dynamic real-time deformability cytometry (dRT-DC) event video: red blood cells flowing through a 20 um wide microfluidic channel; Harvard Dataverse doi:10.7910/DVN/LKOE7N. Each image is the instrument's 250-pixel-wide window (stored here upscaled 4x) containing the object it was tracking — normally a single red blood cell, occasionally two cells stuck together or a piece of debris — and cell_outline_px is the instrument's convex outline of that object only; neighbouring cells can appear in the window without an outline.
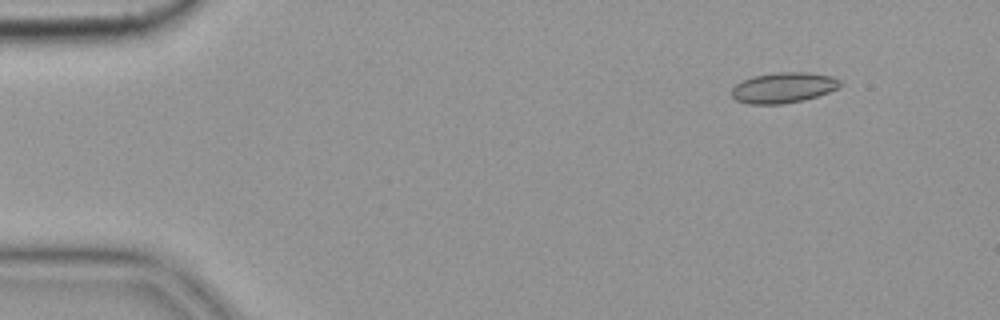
{"species": "common noctule bat (a hibernating species)", "species_latin": "Nyctalus noctula", "temperature_condition": "cold", "stored_images_in_passage": 7, "camera_frame_rate_fps": 3000, "um_per_image_px": 0.085, "animal": {"sex": "female", "body_mass_g": 19.9}, "frame": {"image": 1, "passage_image": 2, "time_ms": 0.333, "image_size_px": [1000, 320], "cell_outline_px": [[840, 84], [836, 88], [828, 92], [804, 100], [784, 104], [748, 104], [736, 100], [732, 96], [732, 88], [736, 84], [752, 76], [776, 72], [808, 72], [832, 76], [840, 80]], "centroid_in_image_um": [66.56, 7.45], "position_along_channel_um": 18.4, "area_um2": 19.25}}
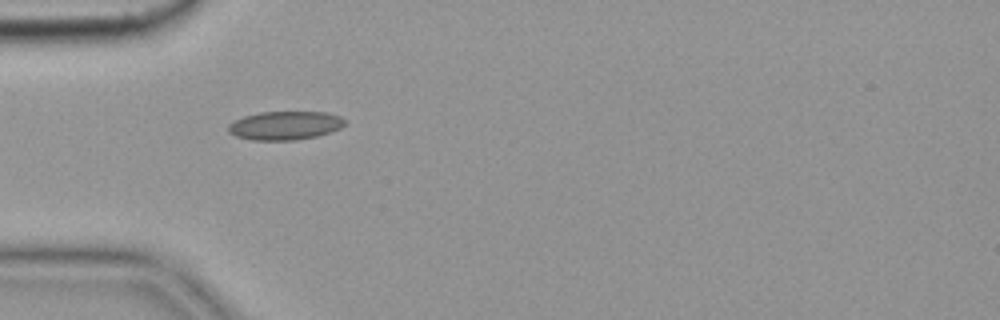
{"frame": {"image": 2, "passage_image": 5, "time_ms": 1.333, "image_size_px": [1000, 320], "cell_outline_px": [[344, 124], [340, 128], [316, 136], [292, 140], [252, 140], [236, 136], [228, 132], [228, 124], [244, 116], [260, 112], [328, 112], [340, 116], [344, 120]], "centroid_in_image_um": [24.2, 10.66], "position_along_channel_um": 60.8, "area_um2": 19.25}}